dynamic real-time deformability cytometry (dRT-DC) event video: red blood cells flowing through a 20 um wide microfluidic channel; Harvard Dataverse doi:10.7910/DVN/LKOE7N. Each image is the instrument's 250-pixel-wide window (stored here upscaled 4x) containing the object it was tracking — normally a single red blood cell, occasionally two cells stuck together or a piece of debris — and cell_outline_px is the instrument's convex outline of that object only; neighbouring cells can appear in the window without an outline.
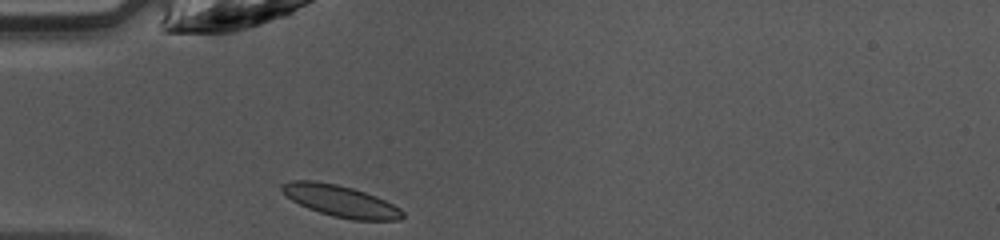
{"species": "common noctule bat (a hibernating species)", "species_latin": "Nyctalus noctula", "temperature_condition": "warm", "stored_images_in_passage": 34, "camera_frame_rate_fps": 3000, "um_per_image_px": 0.085, "animal": {"sex": "female", "body_mass_g": 10.0, "forearm_length_mm": 53.1}, "frame": {"image": 1, "passage_image": 1, "time_ms": 0.0, "image_size_px": [1000, 240], "cell_outline_px": [[404, 216], [400, 220], [352, 220], [332, 216], [308, 208], [292, 200], [280, 188], [280, 184], [292, 180], [316, 180], [336, 184], [352, 188], [376, 196], [400, 208], [404, 212]], "centroid_in_image_um": [28.95, 17.08], "position_along_channel_um": 56.1, "area_um2": 22.08}}
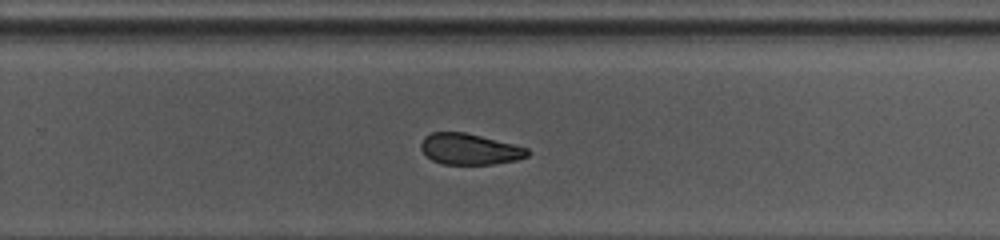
{"frame": {"image": 2, "passage_image": 18, "time_ms": 5.667, "image_size_px": [1000, 240], "cell_outline_px": [[528, 156], [516, 160], [492, 164], [444, 164], [432, 160], [420, 148], [420, 144], [424, 136], [432, 132], [464, 132], [528, 148]], "centroid_in_image_um": [39.88, 12.67], "position_along_channel_um": 289.9, "area_um2": 19.02}}
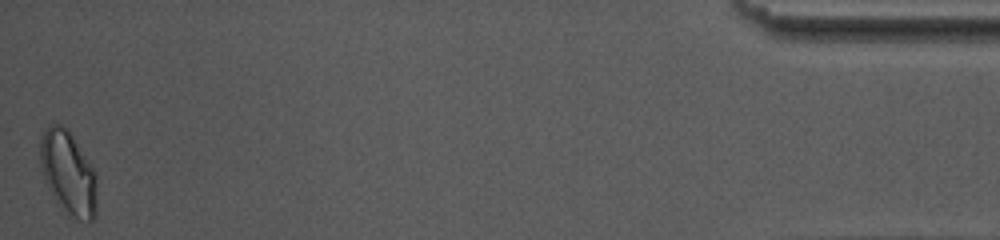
{"frame": {"image": 3, "passage_image": 34, "time_ms": 11.0, "image_size_px": [1000, 240], "cell_outline_px": [[96, 216], [92, 220], [80, 220], [64, 212], [48, 188], [40, 164], [40, 140], [48, 124], [60, 124], [68, 128], [96, 172]], "centroid_in_image_um": [5.81, 14.68], "position_along_channel_um": 429.4, "area_um2": 27.63}, "authors_computed_cell_mechanics": {"area_um2": 21.3282, "velocity_mm_per_s": 4.2269, "shape_relaxation_time_tau1_ms": 2.6547, "shape_relaxation_time_tau2_ms": 4.4609, "deformation_change_tau1": 0.0938, "deformation_change_tau2": 0.0546}}